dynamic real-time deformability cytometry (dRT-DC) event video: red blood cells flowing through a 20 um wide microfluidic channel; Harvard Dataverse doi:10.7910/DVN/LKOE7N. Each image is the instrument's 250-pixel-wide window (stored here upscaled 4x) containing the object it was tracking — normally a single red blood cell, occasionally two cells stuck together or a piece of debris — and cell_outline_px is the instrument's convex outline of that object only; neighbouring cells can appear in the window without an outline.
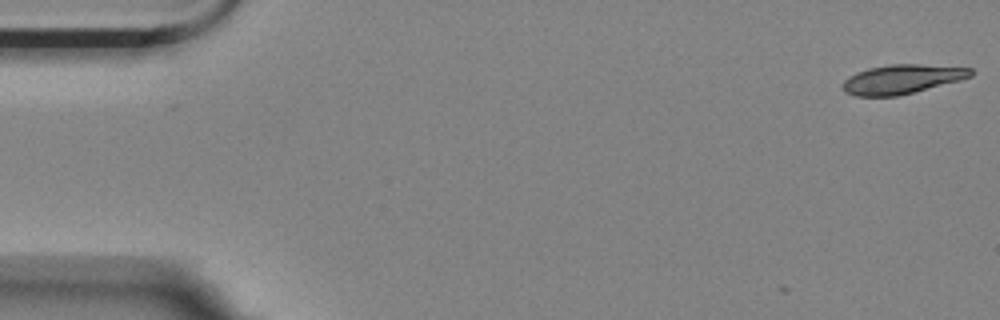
{"species": "Egyptian fruit bat (a non-hibernating species)", "species_latin": "Rousettus aegyptiacus", "temperature_condition": "room temperature", "stored_images_in_passage": 4, "camera_frame_rate_fps": 3000, "um_per_image_px": 0.085, "animal": {"sex": "female"}, "frame": {"image": 1, "passage_image": 1, "time_ms": 0.0, "image_size_px": [1000, 320], "cell_outline_px": [[972, 76], [960, 80], [896, 96], [856, 96], [844, 92], [840, 88], [840, 84], [848, 76], [856, 72], [868, 68], [892, 64], [920, 64], [972, 68]], "centroid_in_image_um": [76.59, 6.73], "position_along_channel_um": 8.4, "area_um2": 21.79}}